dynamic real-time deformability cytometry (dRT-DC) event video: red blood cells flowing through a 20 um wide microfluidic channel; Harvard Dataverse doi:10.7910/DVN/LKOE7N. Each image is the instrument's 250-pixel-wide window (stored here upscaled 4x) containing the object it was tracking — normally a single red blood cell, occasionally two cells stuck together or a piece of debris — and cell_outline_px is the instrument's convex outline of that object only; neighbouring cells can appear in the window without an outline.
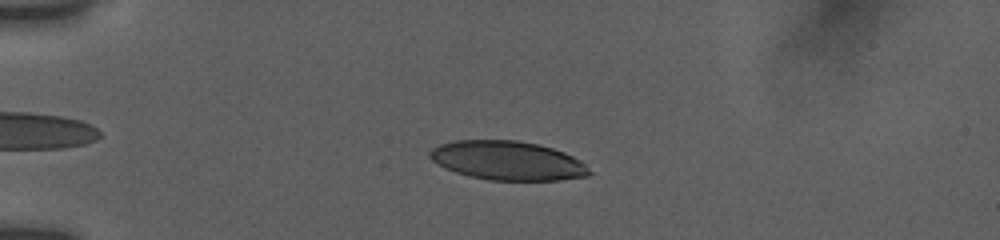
{"species": "human", "species_latin": "Homo sapiens", "temperature_condition": "room temperature", "stored_images_in_passage": 10, "camera_frame_rate_fps": 3000, "um_per_image_px": 0.085, "donor": {"sex": "female"}, "frame": {"image": 1, "passage_image": 5, "time_ms": 3.667, "image_size_px": [1000, 240], "cell_outline_px": [[592, 172], [588, 176], [560, 180], [488, 180], [468, 176], [444, 168], [432, 160], [428, 156], [428, 152], [432, 148], [440, 144], [456, 140], [516, 140], [536, 144], [552, 148], [564, 152], [580, 160]], "centroid_in_image_um": [43.12, 13.65], "position_along_channel_um": 41.9, "area_um2": 36.3}}
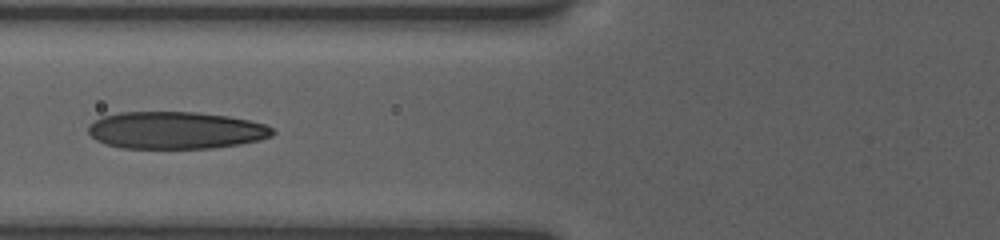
{"frame": {"image": 2, "passage_image": 9, "time_ms": 6.667, "image_size_px": [1000, 240], "cell_outline_px": [[276, 132], [272, 136], [260, 140], [240, 144], [212, 148], [120, 148], [104, 144], [96, 140], [88, 132], [88, 124], [104, 116], [120, 112], [196, 112], [228, 116], [248, 120], [264, 124], [272, 128]], "centroid_in_image_um": [14.93, 11.08], "position_along_channel_um": 110.9, "area_um2": 40.11}}